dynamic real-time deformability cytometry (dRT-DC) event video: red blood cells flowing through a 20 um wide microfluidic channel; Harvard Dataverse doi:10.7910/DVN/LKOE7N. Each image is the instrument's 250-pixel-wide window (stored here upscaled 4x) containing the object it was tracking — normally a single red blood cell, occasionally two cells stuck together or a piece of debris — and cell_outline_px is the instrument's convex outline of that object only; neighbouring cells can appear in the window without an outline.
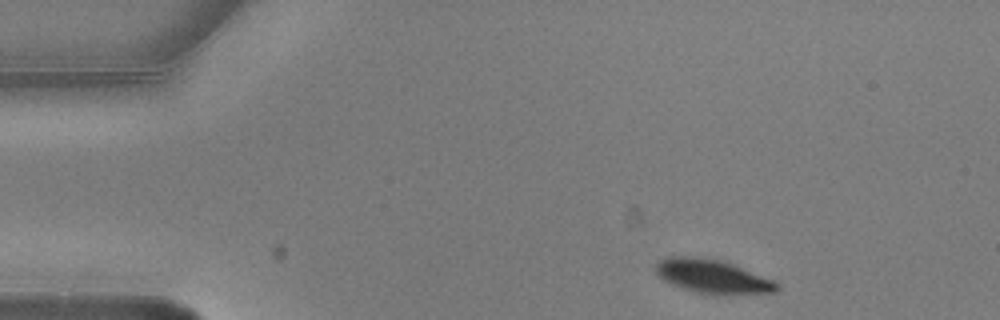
{"species": "common noctule bat (a hibernating species)", "species_latin": "Nyctalus noctula", "temperature_condition": "warm", "stored_images_in_passage": 3, "camera_frame_rate_fps": 3000, "um_per_image_px": 0.085, "animal": {"sex": "male", "body_mass_g": 20.5, "forearm_length_mm": 52.5}, "frame": {"image": 1, "passage_image": 1, "time_ms": 0.0, "image_size_px": [1000, 320], "cell_outline_px": [[780, 288], [776, 292], [696, 292], [672, 284], [664, 280], [656, 272], [656, 264], [660, 260], [668, 256], [692, 256], [720, 260], [732, 264], [772, 280], [780, 284]], "centroid_in_image_um": [60.51, 23.45], "position_along_channel_um": 24.5, "area_um2": 22.66}}